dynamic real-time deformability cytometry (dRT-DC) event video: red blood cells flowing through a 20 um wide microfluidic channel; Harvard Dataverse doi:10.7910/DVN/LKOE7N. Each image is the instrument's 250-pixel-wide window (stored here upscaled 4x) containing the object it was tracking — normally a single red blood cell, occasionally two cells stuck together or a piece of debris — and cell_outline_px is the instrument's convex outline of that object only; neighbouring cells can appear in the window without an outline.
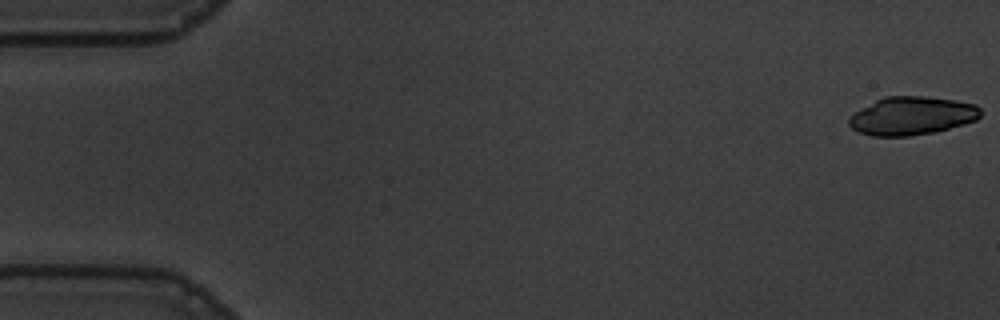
{"species": "common noctule bat (a hibernating species)", "species_latin": "Nyctalus noctula", "temperature_condition": "warm", "stored_images_in_passage": 12, "camera_frame_rate_fps": 3000, "um_per_image_px": 0.085, "animal": {"sex": "male", "body_mass_g": 19.5, "forearm_length_mm": 54.6}, "frame": {"image": 1, "passage_image": 1, "time_ms": 0.0, "image_size_px": [1000, 320], "cell_outline_px": [[980, 116], [976, 120], [964, 124], [932, 132], [908, 136], [872, 136], [860, 132], [852, 128], [848, 124], [848, 120], [856, 112], [876, 100], [884, 96], [924, 96], [956, 100], [976, 104], [980, 108]], "centroid_in_image_um": [77.53, 9.84], "position_along_channel_um": 7.5, "area_um2": 29.07}}